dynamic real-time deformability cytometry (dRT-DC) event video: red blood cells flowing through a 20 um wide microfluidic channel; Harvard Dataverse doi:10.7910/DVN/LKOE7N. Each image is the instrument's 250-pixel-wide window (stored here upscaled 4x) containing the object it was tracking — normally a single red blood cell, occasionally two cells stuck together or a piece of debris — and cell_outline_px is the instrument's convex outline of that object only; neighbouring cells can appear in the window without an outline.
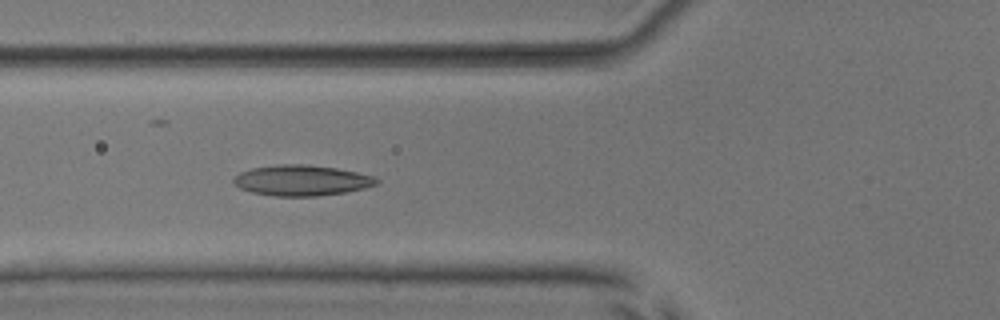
{"species": "common noctule bat (a hibernating species)", "species_latin": "Nyctalus noctula", "temperature_condition": "room temperature", "stored_images_in_passage": 37, "camera_frame_rate_fps": 3000, "um_per_image_px": 0.085, "animal": {"sex": "male", "body_mass_g": 17.9, "forearm_length_mm": 54.2}, "frame": {"image": 1, "passage_image": 6, "time_ms": 1.667, "image_size_px": [1000, 320], "cell_outline_px": [[380, 180], [376, 184], [364, 188], [344, 192], [316, 196], [276, 196], [252, 192], [240, 188], [232, 180], [240, 172], [252, 168], [280, 164], [304, 164], [336, 168], [376, 176]], "centroid_in_image_um": [25.65, 15.33], "position_along_channel_um": 100.1, "area_um2": 25.32}}
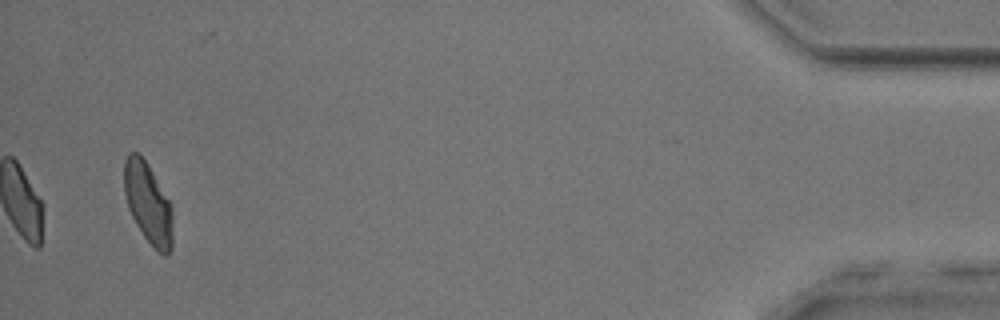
{"frame": {"image": 2, "passage_image": 37, "time_ms": 12.0, "image_size_px": [1000, 320], "cell_outline_px": [[172, 248], [168, 256], [164, 256], [144, 236], [136, 224], [128, 208], [124, 192], [124, 160], [128, 152], [140, 152], [148, 164], [172, 204]], "centroid_in_image_um": [12.59, 17.23], "position_along_channel_um": 422.6, "area_um2": 23.06}, "authors_computed_cell_mechanics": {"area_um2": 23.6402, "velocity_mm_per_s": 3.8804, "shape_relaxation_time_tau1_ms": 9.0877, "shape_relaxation_time_tau2_ms": 1.4874, "deformation_change_tau1": 0.1932, "deformation_change_tau2": 0.0795}}